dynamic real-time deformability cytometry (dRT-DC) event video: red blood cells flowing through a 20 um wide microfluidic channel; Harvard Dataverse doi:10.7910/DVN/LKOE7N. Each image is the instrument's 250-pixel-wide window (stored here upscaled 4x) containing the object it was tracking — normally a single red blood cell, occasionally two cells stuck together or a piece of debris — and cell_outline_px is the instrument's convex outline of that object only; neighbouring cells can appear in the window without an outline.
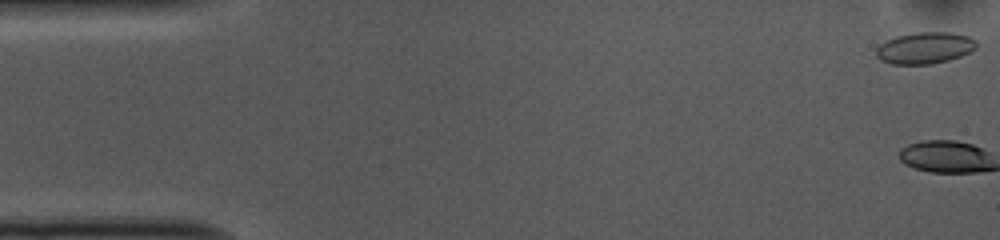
{"species": "common noctule bat (a hibernating species)", "species_latin": "Nyctalus noctula", "temperature_condition": "cold", "stored_images_in_passage": 53, "camera_frame_rate_fps": 3000, "um_per_image_px": 0.085, "animal": {"sex": "female", "body_mass_g": 10.0, "forearm_length_mm": 53.1}, "frame": {"image": 1, "passage_image": 1, "time_ms": 0.0, "image_size_px": [1000, 240], "cell_outline_px": [[976, 48], [972, 52], [948, 60], [932, 64], [892, 64], [880, 60], [876, 56], [876, 48], [880, 44], [896, 36], [920, 32], [948, 32], [968, 36], [976, 40]], "centroid_in_image_um": [78.62, 4.08], "position_along_channel_um": 6.4, "area_um2": 18.44}, "authors_computed_cell_mechanics": {"area_um2": 20.4034, "velocity_mm_per_s": 3.7258, "shape_relaxation_time_tau1_ms": 5.8261, "shape_relaxation_time_tau2_ms": 4.2891, "deformation_change_tau1": 0.1548, "deformation_change_tau2": 0.0936}}